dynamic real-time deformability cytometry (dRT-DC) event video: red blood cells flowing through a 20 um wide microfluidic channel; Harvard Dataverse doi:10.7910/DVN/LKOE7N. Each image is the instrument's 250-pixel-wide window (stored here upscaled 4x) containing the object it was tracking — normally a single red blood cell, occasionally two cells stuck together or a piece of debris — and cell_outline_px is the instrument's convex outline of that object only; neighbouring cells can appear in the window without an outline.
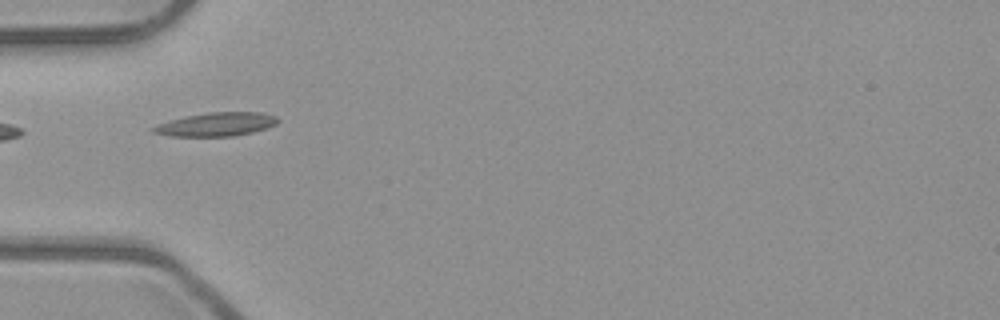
{"species": "common noctule bat (a hibernating species)", "species_latin": "Nyctalus noctula", "temperature_condition": "room temperature", "stored_images_in_passage": 6, "camera_frame_rate_fps": 3000, "um_per_image_px": 0.085, "animal": {"sex": "male", "body_mass_g": 23.1, "forearm_length_mm": 52.7}, "frame": {"image": 1, "passage_image": 6, "time_ms": 1.667, "image_size_px": [1000, 320], "cell_outline_px": [[280, 120], [276, 124], [268, 128], [252, 132], [232, 136], [172, 136], [152, 132], [148, 128], [156, 124], [168, 120], [184, 116], [208, 112], [260, 112], [276, 116]], "centroid_in_image_um": [18.35, 10.56], "position_along_channel_um": 66.7, "area_um2": 17.34}}